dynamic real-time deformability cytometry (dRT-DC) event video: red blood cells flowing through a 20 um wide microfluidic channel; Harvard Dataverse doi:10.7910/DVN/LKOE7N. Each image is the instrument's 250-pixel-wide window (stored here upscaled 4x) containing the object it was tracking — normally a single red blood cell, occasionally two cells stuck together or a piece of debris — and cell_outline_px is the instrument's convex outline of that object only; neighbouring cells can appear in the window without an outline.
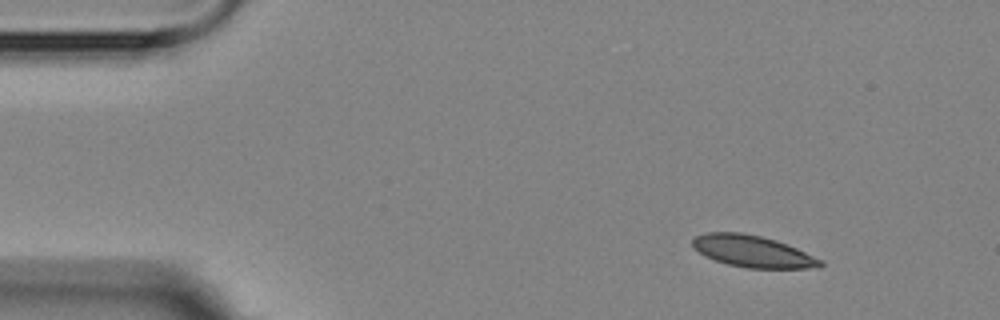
{"species": "Egyptian fruit bat (a non-hibernating species)", "species_latin": "Rousettus aegyptiacus", "temperature_condition": "room temperature", "stored_images_in_passage": 3, "camera_frame_rate_fps": 3000, "um_per_image_px": 0.085, "animal": {"sex": "female"}, "frame": {"image": 1, "passage_image": 1, "time_ms": 0.0, "image_size_px": [1000, 320], "cell_outline_px": [[824, 264], [820, 268], [748, 268], [728, 264], [704, 256], [692, 244], [692, 240], [696, 236], [708, 232], [740, 232], [760, 236], [776, 240], [788, 244], [824, 260]], "centroid_in_image_um": [64.04, 21.37], "position_along_channel_um": 21.0, "area_um2": 23.64}}